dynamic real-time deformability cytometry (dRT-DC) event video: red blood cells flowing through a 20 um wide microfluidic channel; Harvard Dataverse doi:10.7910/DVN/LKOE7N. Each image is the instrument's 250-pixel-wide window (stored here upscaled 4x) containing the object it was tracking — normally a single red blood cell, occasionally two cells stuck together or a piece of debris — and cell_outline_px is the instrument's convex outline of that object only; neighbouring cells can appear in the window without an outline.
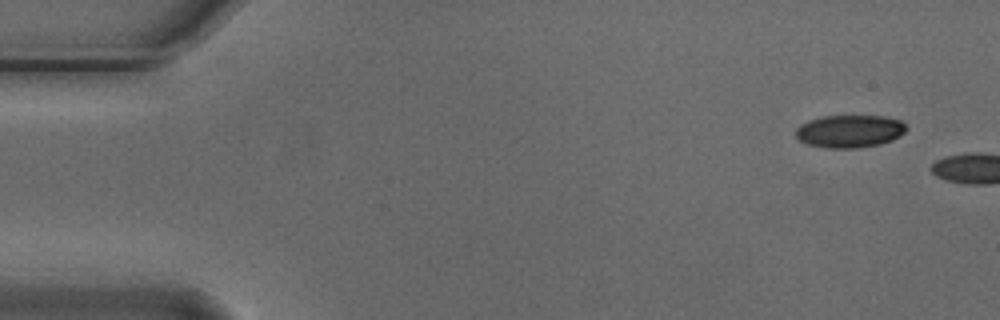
{"species": "Egyptian fruit bat (a non-hibernating species)", "species_latin": "Rousettus aegyptiacus", "temperature_condition": "cold", "stored_images_in_passage": 2, "camera_frame_rate_fps": 3000, "um_per_image_px": 0.085, "animal": {"sex": "male"}, "frame": {"image": 1, "passage_image": 1, "time_ms": 0.0, "image_size_px": [1000, 320], "cell_outline_px": [[908, 128], [900, 136], [892, 140], [880, 144], [856, 148], [824, 148], [808, 144], [800, 140], [796, 136], [796, 128], [800, 124], [808, 120], [820, 116], [884, 116], [900, 120]], "centroid_in_image_um": [72.21, 11.15], "position_along_channel_um": 12.8, "area_um2": 21.15}}